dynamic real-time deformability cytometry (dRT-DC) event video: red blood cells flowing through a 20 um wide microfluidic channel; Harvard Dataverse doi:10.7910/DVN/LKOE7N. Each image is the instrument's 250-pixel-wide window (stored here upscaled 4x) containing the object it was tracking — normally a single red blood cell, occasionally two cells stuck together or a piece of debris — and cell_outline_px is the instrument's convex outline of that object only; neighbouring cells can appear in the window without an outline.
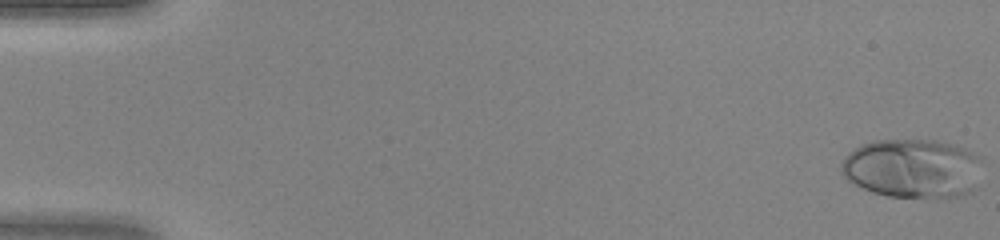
{"species": "human", "species_latin": "Homo sapiens", "temperature_condition": "warm", "stored_images_in_passage": 47, "camera_frame_rate_fps": 3000, "um_per_image_px": 0.085, "donor": {"sex": "female"}, "frame": {"image": 1, "passage_image": 1, "time_ms": 0.0, "image_size_px": [1000, 240], "cell_outline_px": [[984, 160], [976, 188], [972, 192], [964, 196], [940, 200], [928, 200], [888, 196], [872, 192], [848, 180], [840, 172], [840, 164], [848, 152], [860, 144], [872, 140], [936, 140], [956, 144], [984, 156]], "centroid_in_image_um": [77.66, 14.34], "position_along_channel_um": 7.3, "area_um2": 50.63}}
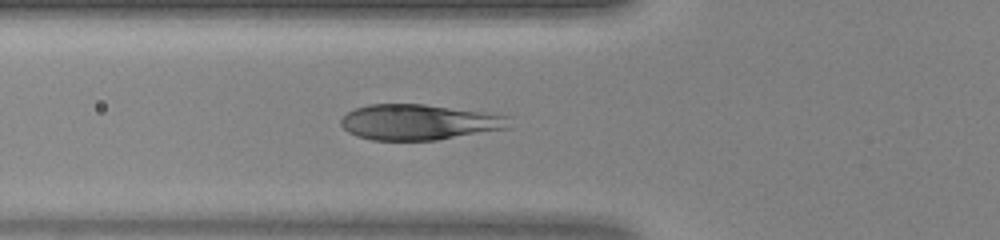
{"frame": {"image": 2, "passage_image": 18, "time_ms": 5.667, "image_size_px": [1000, 240], "cell_outline_px": [[512, 128], [436, 140], [372, 140], [356, 136], [348, 132], [340, 124], [340, 120], [348, 112], [356, 108], [368, 104], [424, 104], [484, 112], [508, 116]], "centroid_in_image_um": [35.63, 10.39], "position_along_channel_um": 90.2, "area_um2": 34.97}}
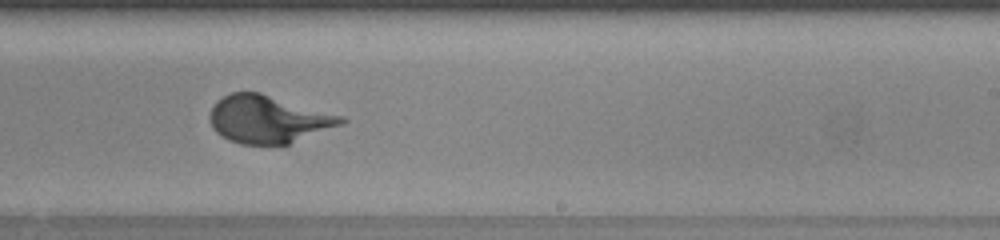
{"frame": {"image": 3, "passage_image": 30, "time_ms": 9.667, "image_size_px": [1000, 240], "cell_outline_px": [[348, 120], [344, 124], [288, 144], [240, 144], [228, 140], [216, 132], [212, 128], [208, 120], [208, 116], [216, 100], [232, 92], [260, 92], [344, 116]], "centroid_in_image_um": [22.79, 10.13], "position_along_channel_um": 266.2, "area_um2": 36.65}}